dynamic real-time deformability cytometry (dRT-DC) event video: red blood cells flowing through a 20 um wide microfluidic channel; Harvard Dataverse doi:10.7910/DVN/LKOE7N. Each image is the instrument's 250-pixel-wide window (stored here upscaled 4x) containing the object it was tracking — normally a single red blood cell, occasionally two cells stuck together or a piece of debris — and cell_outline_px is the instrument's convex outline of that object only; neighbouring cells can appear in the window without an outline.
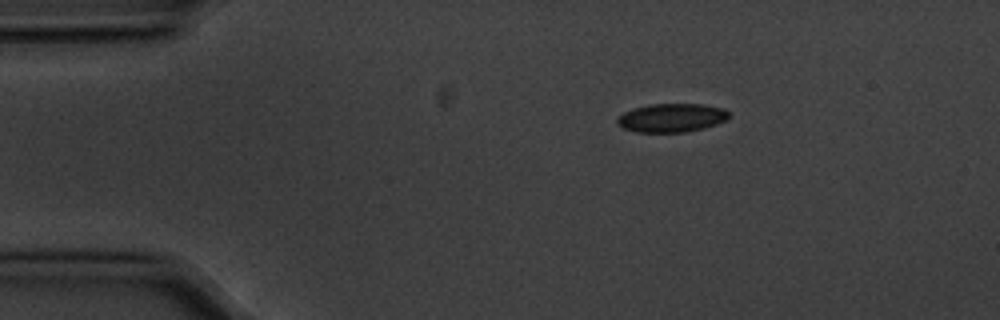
{"species": "common noctule bat (a hibernating species)", "species_latin": "Nyctalus noctula", "temperature_condition": "cold", "stored_images_in_passage": 3, "camera_frame_rate_fps": 3000, "um_per_image_px": 0.085, "animal": {"sex": "male", "body_mass_g": 20.1, "forearm_length_mm": 53.5}, "frame": {"image": 1, "passage_image": 1, "time_ms": 0.0, "image_size_px": [1000, 320], "cell_outline_px": [[728, 120], [704, 128], [688, 132], [636, 132], [624, 128], [616, 124], [616, 120], [624, 112], [636, 108], [652, 104], [704, 104], [724, 108], [728, 112]], "centroid_in_image_um": [57.12, 10.02], "position_along_channel_um": 27.9, "area_um2": 18.61}}
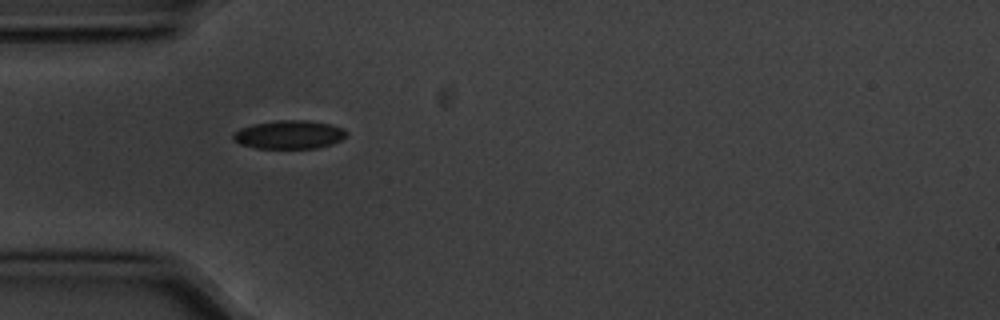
{"frame": {"image": 2, "passage_image": 3, "time_ms": 0.667, "image_size_px": [1000, 320], "cell_outline_px": [[348, 132], [340, 140], [332, 144], [316, 148], [256, 148], [240, 144], [232, 140], [232, 132], [240, 128], [252, 124], [276, 120], [308, 120], [332, 124], [344, 128]], "centroid_in_image_um": [24.55, 11.43], "position_along_channel_um": 60.4, "area_um2": 19.02}}